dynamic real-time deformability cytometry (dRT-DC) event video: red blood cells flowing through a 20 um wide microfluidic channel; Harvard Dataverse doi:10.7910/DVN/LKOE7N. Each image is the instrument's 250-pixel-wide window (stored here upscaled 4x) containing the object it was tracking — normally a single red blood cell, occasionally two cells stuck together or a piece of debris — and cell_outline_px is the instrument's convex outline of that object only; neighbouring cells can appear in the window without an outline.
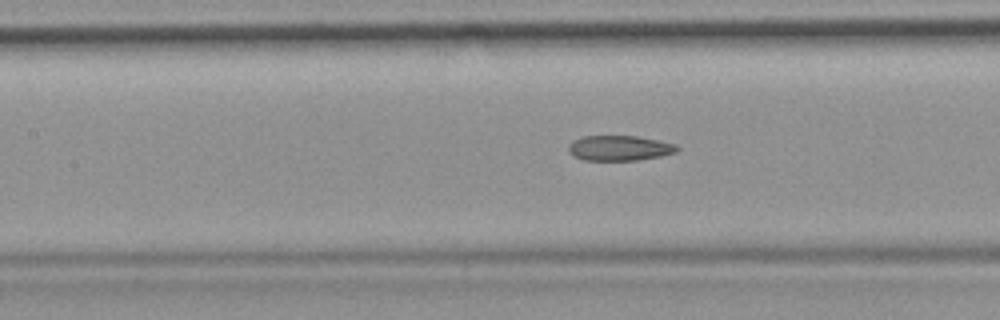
{"species": "common noctule bat (a hibernating species)", "species_latin": "Nyctalus noctula", "temperature_condition": "room temperature", "stored_images_in_passage": 52, "camera_frame_rate_fps": 3000, "um_per_image_px": 0.085, "animal": {"sex": "female", "body_mass_g": 19.9}, "frame": {"image": 1, "passage_image": 23, "time_ms": 7.333, "image_size_px": [1000, 320], "cell_outline_px": [[680, 148], [676, 152], [660, 156], [636, 160], [584, 160], [568, 152], [568, 144], [572, 140], [584, 136], [636, 136], [676, 144]], "centroid_in_image_um": [52.63, 12.58], "position_along_channel_um": 154.8, "area_um2": 15.84}, "authors_computed_cell_mechanics": {"area_um2": 17.1088, "velocity_mm_per_s": 3.9832, "shape_relaxation_time_tau1_ms": null, "shape_relaxation_time_tau2_ms": 3.7784, "deformation_change_tau1": null, "deformation_change_tau2": 0.1292}}